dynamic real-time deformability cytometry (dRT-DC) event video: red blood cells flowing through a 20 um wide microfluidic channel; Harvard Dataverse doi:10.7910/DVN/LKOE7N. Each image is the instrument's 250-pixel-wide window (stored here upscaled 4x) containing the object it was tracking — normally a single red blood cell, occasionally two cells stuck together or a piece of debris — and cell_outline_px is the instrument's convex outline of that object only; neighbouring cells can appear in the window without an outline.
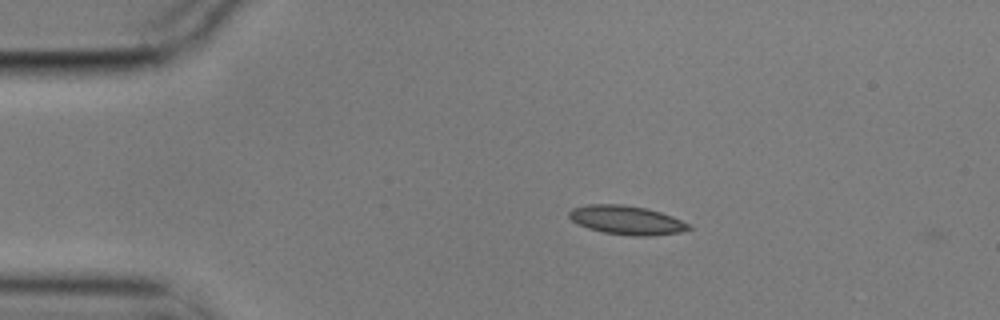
{"species": "common noctule bat (a hibernating species)", "species_latin": "Nyctalus noctula", "temperature_condition": "cold", "stored_images_in_passage": 2, "camera_frame_rate_fps": 3000, "um_per_image_px": 0.085, "animal": {"sex": "male", "body_mass_g": 17.9}, "frame": {"image": 1, "passage_image": 1, "time_ms": 0.0, "image_size_px": [1000, 320], "cell_outline_px": [[692, 228], [680, 232], [652, 236], [632, 236], [604, 232], [588, 228], [576, 224], [568, 216], [568, 212], [572, 208], [588, 204], [620, 204], [644, 208], [660, 212], [672, 216], [692, 224]], "centroid_in_image_um": [53.26, 18.71], "position_along_channel_um": 31.7, "area_um2": 20.23}}